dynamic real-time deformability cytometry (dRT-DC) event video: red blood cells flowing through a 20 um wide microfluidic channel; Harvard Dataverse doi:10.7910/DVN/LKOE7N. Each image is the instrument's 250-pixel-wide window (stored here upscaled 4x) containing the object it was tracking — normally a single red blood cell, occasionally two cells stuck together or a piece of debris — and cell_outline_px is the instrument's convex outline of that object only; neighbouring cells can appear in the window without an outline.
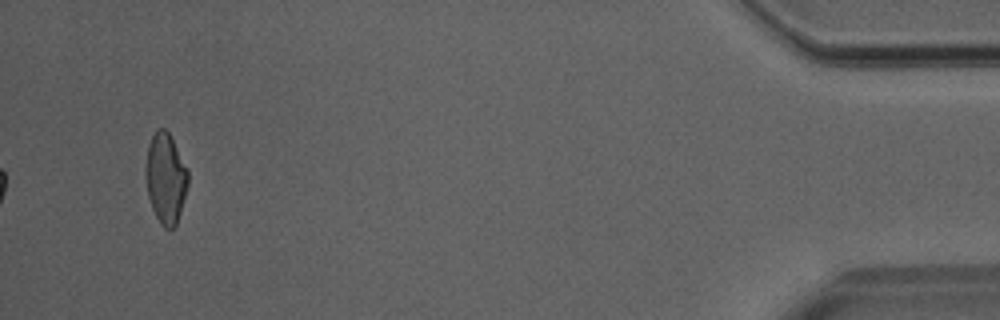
{"species": "Egyptian fruit bat (a non-hibernating species)", "species_latin": "Rousettus aegyptiacus", "temperature_condition": "room temperature", "stored_images_in_passage": 33, "camera_frame_rate_fps": 3000, "um_per_image_px": 0.085, "animal": {"sex": "male"}, "frame": {"image": 1, "passage_image": 33, "time_ms": 10.667, "image_size_px": [1000, 320], "cell_outline_px": [[188, 184], [180, 212], [176, 224], [172, 228], [164, 228], [160, 224], [152, 208], [148, 196], [144, 176], [144, 168], [148, 144], [156, 128], [164, 128], [168, 132], [188, 168]], "centroid_in_image_um": [14.05, 15.12], "position_along_channel_um": 421.1, "area_um2": 22.48}}